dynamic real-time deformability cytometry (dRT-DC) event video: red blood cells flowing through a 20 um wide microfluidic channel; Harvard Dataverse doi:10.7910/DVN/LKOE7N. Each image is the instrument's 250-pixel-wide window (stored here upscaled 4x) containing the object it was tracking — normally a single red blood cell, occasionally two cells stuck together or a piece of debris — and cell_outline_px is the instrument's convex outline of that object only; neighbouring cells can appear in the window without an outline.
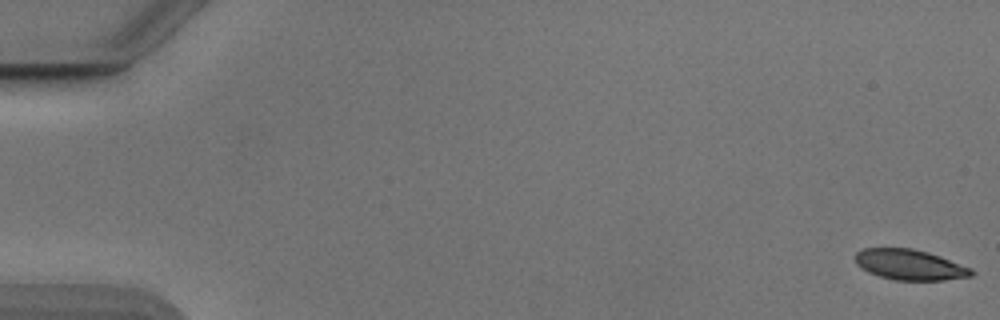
{"species": "Egyptian fruit bat (a non-hibernating species)", "species_latin": "Rousettus aegyptiacus", "temperature_condition": "cold", "stored_images_in_passage": 54, "camera_frame_rate_fps": 3000, "um_per_image_px": 0.085, "animal": {"sex": "male"}, "frame": {"image": 1, "passage_image": 1, "time_ms": 0.0, "image_size_px": [1000, 320], "cell_outline_px": [[976, 272], [972, 276], [944, 280], [896, 280], [880, 276], [868, 272], [860, 268], [856, 264], [856, 252], [864, 248], [912, 248], [928, 252], [940, 256], [972, 268]], "centroid_in_image_um": [77.35, 22.5], "position_along_channel_um": 7.7, "area_um2": 20.69}}
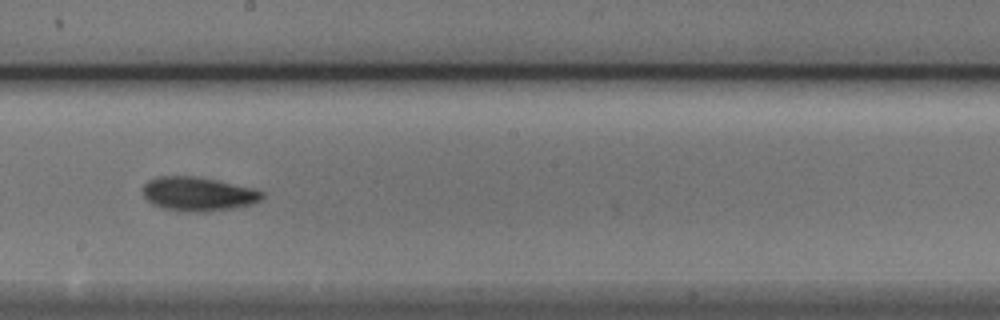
{"frame": {"image": 2, "passage_image": 31, "time_ms": 10.0, "image_size_px": [1000, 320], "cell_outline_px": [[264, 196], [260, 200], [252, 204], [232, 208], [208, 212], [188, 212], [160, 208], [152, 204], [144, 196], [144, 184], [148, 180], [160, 176], [192, 176], [216, 180], [256, 188], [264, 192]], "centroid_in_image_um": [16.86, 16.49], "position_along_channel_um": 231.3, "area_um2": 23.76}}
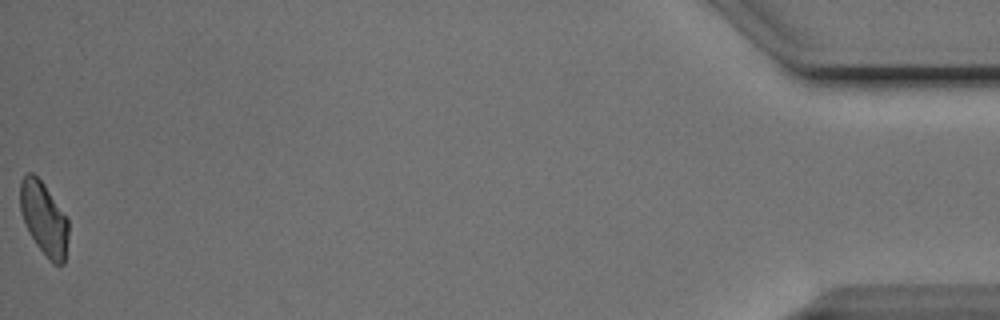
{"frame": {"image": 3, "passage_image": 54, "time_ms": 17.667, "image_size_px": [1000, 320], "cell_outline_px": [[68, 236], [64, 264], [52, 264], [48, 260], [36, 244], [28, 232], [20, 212], [20, 180], [28, 172], [32, 172], [44, 184], [68, 216]], "centroid_in_image_um": [3.74, 18.58], "position_along_channel_um": 431.5, "area_um2": 20.87}, "authors_computed_cell_mechanics": {"area_um2": 22.1952, "velocity_mm_per_s": 3.8654, "shape_relaxation_time_tau1_ms": 3.3434, "shape_relaxation_time_tau2_ms": 3.5389, "deformation_change_tau1": 0.1208, "deformation_change_tau2": 0.0814}}